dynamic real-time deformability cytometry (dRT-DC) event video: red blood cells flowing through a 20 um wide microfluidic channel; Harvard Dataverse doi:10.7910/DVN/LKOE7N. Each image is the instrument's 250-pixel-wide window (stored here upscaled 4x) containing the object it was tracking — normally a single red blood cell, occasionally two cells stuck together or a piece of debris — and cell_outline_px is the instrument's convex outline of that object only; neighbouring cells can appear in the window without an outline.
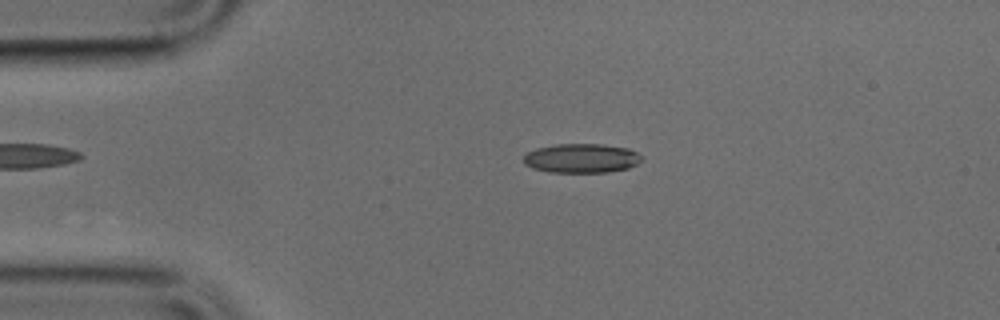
{"species": "common noctule bat (a hibernating species)", "species_latin": "Nyctalus noctula", "temperature_condition": "cold", "stored_images_in_passage": 47, "camera_frame_rate_fps": 3000, "um_per_image_px": 0.085, "animal": {"sex": "male", "body_mass_g": 17.9, "forearm_length_mm": 54.2}, "frame": {"image": 1, "passage_image": 8, "time_ms": 2.333, "image_size_px": [1000, 320], "cell_outline_px": [[640, 160], [636, 164], [628, 168], [608, 172], [548, 172], [532, 168], [524, 164], [524, 156], [528, 152], [536, 148], [556, 144], [604, 144], [628, 148], [636, 152], [640, 156]], "centroid_in_image_um": [49.4, 13.45], "position_along_channel_um": 35.6, "area_um2": 20.06}}
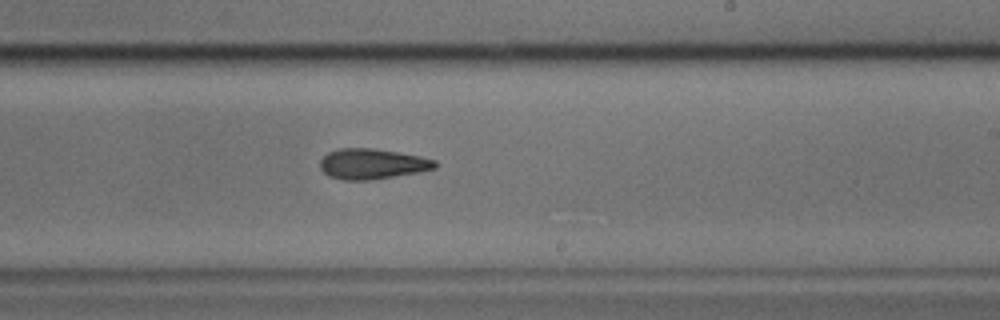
{"frame": {"image": 2, "passage_image": 27, "time_ms": 8.667, "image_size_px": [1000, 320], "cell_outline_px": [[436, 168], [420, 172], [372, 180], [344, 180], [328, 176], [320, 168], [320, 160], [328, 152], [340, 148], [372, 148], [420, 156], [436, 160]], "centroid_in_image_um": [31.63, 13.94], "position_along_channel_um": 257.4, "area_um2": 20.4}}
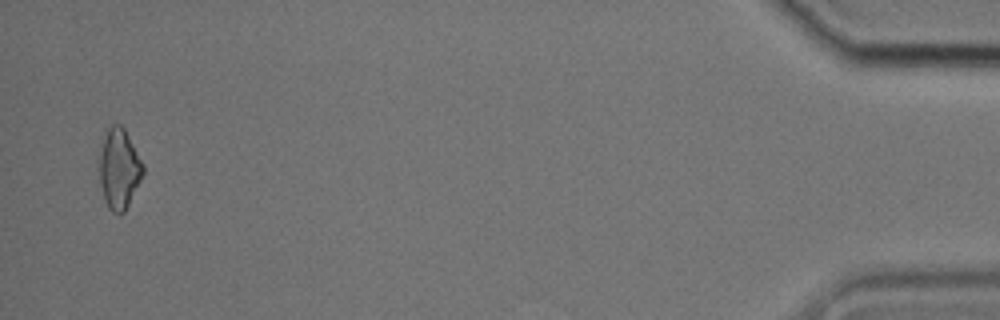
{"frame": {"image": 3, "passage_image": 46, "time_ms": 15.0, "image_size_px": [1000, 320], "cell_outline_px": [[144, 172], [124, 212], [120, 216], [112, 212], [108, 208], [104, 200], [100, 184], [100, 156], [104, 136], [108, 128], [112, 124], [120, 124], [124, 128], [144, 164]], "centroid_in_image_um": [10.13, 14.36], "position_along_channel_um": 425.1, "area_um2": 20.23}}